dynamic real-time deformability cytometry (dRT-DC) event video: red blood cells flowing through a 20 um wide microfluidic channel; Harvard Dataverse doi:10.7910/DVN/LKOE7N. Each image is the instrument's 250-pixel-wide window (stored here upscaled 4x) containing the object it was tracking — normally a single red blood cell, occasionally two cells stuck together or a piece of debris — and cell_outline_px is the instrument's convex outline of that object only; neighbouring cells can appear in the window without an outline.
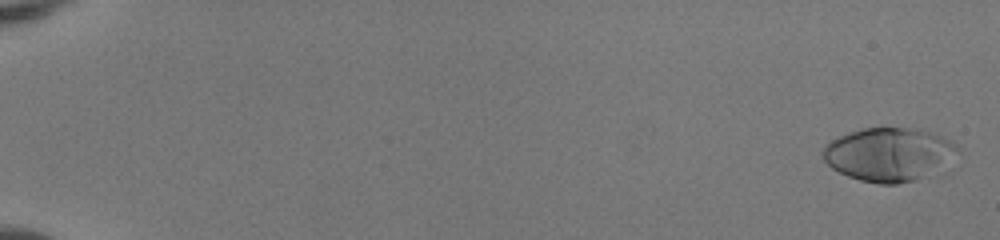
{"species": "human", "species_latin": "Homo sapiens", "temperature_condition": "room temperature", "stored_images_in_passage": 53, "camera_frame_rate_fps": 3000, "um_per_image_px": 0.085, "donor": {"sex": "female"}, "frame": {"image": 1, "passage_image": 2, "time_ms": 0.333, "image_size_px": [1000, 240], "cell_outline_px": [[960, 152], [924, 176], [916, 180], [896, 184], [880, 184], [860, 180], [848, 176], [832, 168], [824, 160], [824, 144], [848, 132], [864, 128], [924, 128], [952, 140]], "centroid_in_image_um": [75.54, 13.09], "position_along_channel_um": 9.5, "area_um2": 41.62}}
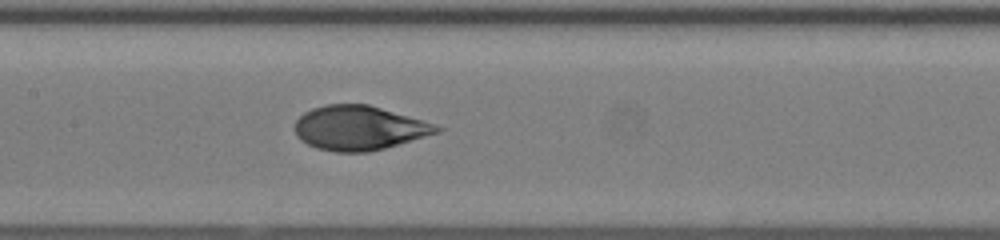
{"frame": {"image": 2, "passage_image": 29, "time_ms": 9.333, "image_size_px": [1000, 240], "cell_outline_px": [[444, 128], [440, 132], [384, 148], [368, 152], [336, 152], [316, 148], [300, 140], [296, 136], [296, 120], [304, 112], [312, 108], [324, 104], [368, 104], [420, 120]], "centroid_in_image_um": [30.47, 10.88], "position_along_channel_um": 176.9, "area_um2": 36.3}}
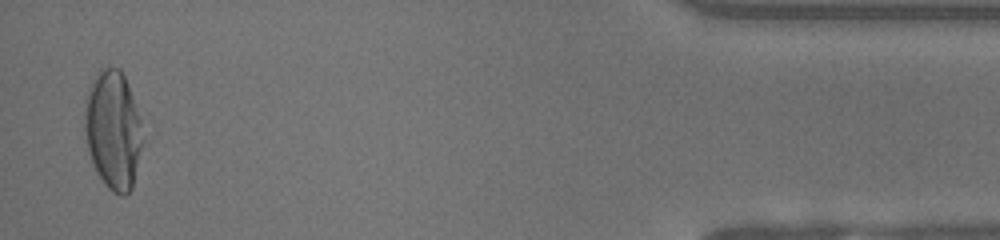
{"frame": {"image": 3, "passage_image": 52, "time_ms": 17.0, "image_size_px": [1000, 240], "cell_outline_px": [[144, 140], [132, 188], [124, 196], [120, 196], [112, 192], [104, 184], [88, 152], [84, 128], [84, 116], [88, 92], [92, 80], [96, 72], [100, 68], [120, 68], [128, 84], [140, 120], [144, 136]], "centroid_in_image_um": [9.62, 11.06], "position_along_channel_um": 425.6, "area_um2": 40.06}, "authors_computed_cell_mechanics": {"area_um2": 37.5122, "velocity_mm_per_s": 4.1048, "shape_relaxation_time_tau1_ms": 3.8864, "shape_relaxation_time_tau2_ms": null, "deformation_change_tau1": 0.2106, "deformation_change_tau2": null}}